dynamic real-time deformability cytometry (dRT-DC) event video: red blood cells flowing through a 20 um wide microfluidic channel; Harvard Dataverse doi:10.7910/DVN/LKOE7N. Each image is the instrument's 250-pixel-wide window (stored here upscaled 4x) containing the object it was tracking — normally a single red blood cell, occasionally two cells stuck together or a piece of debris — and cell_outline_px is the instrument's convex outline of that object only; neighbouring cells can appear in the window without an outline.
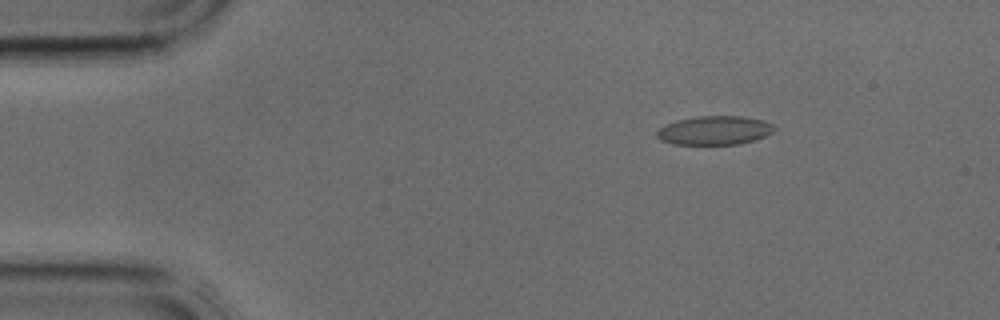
{"species": "common noctule bat (a hibernating species)", "species_latin": "Nyctalus noctula", "temperature_condition": "cold", "stored_images_in_passage": 4, "camera_frame_rate_fps": 3000, "um_per_image_px": 0.085, "animal": {"sex": "male", "body_mass_g": 17.9, "forearm_length_mm": 54.2}, "frame": {"image": 1, "passage_image": 2, "time_ms": 0.333, "image_size_px": [1000, 320], "cell_outline_px": [[776, 128], [772, 132], [756, 140], [740, 144], [672, 144], [660, 140], [656, 136], [656, 132], [660, 128], [676, 120], [696, 116], [740, 116], [760, 120], [772, 124]], "centroid_in_image_um": [60.72, 11.09], "position_along_channel_um": 24.3, "area_um2": 19.65}}
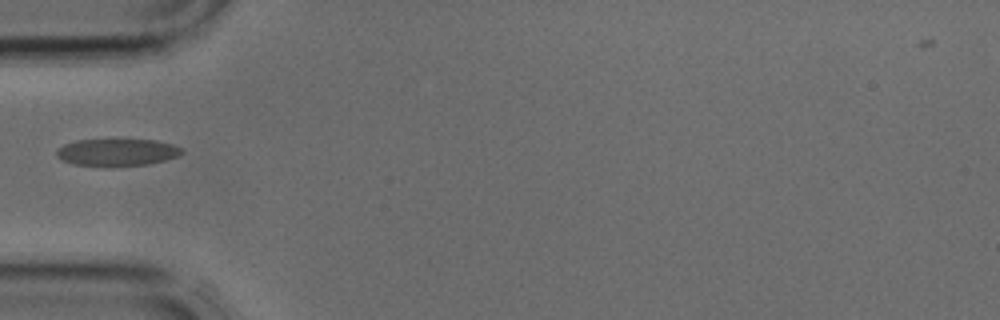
{"frame": {"image": 2, "passage_image": 4, "time_ms": 1.0, "image_size_px": [1000, 320], "cell_outline_px": [[184, 152], [176, 156], [164, 160], [148, 164], [112, 168], [104, 168], [72, 164], [60, 160], [56, 156], [56, 148], [64, 144], [76, 140], [156, 140], [172, 144], [184, 148]], "centroid_in_image_um": [9.89, 12.98], "position_along_channel_um": 75.1, "area_um2": 20.46}}